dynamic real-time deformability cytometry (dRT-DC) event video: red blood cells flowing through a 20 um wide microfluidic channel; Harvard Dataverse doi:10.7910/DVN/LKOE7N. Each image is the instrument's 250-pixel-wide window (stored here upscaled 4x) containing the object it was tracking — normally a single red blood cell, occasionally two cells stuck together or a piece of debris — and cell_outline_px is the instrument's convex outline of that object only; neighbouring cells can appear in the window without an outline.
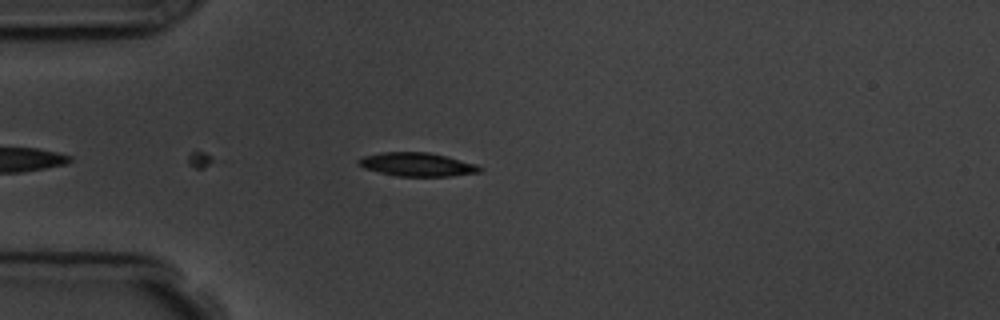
{"species": "common noctule bat (a hibernating species)", "species_latin": "Nyctalus noctula", "temperature_condition": "room temperature", "stored_images_in_passage": 1, "camera_frame_rate_fps": 3000, "um_per_image_px": 0.085, "animal": {"sex": "male", "body_mass_g": 19.5, "forearm_length_mm": 54.6}, "frame": {"image": 1, "passage_image": 1, "time_ms": 0.0, "image_size_px": [1000, 320], "cell_outline_px": [[484, 168], [480, 172], [452, 176], [396, 176], [364, 168], [356, 160], [364, 156], [380, 152], [428, 152], [476, 164]], "centroid_in_image_um": [35.46, 13.98], "position_along_channel_um": 49.5, "area_um2": 16.53}}